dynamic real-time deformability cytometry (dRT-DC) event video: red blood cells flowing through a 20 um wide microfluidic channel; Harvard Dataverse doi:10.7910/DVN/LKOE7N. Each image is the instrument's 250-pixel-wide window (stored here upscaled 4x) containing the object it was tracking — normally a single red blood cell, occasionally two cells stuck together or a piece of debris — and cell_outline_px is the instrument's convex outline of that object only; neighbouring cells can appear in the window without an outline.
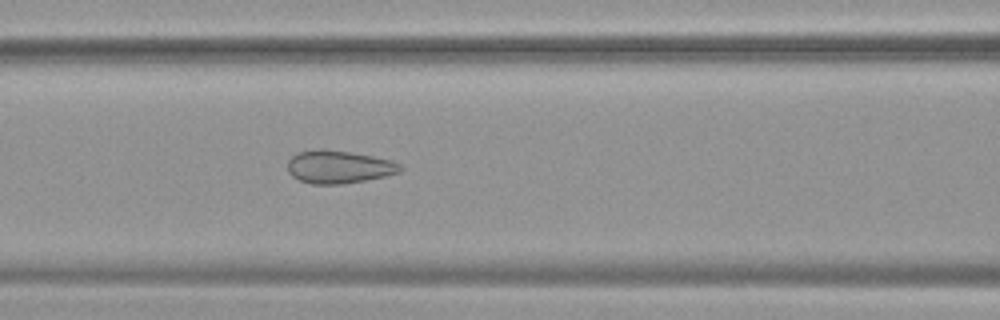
{"species": "common noctule bat (a hibernating species)", "species_latin": "Nyctalus noctula", "temperature_condition": "warm", "stored_images_in_passage": 48, "camera_frame_rate_fps": 3000, "um_per_image_px": 0.085, "animal": {"sex": "female", "body_mass_g": 19.9}, "frame": {"image": 1, "passage_image": 18, "time_ms": 5.667, "image_size_px": [1000, 320], "cell_outline_px": [[404, 168], [400, 172], [384, 176], [344, 184], [312, 184], [300, 180], [292, 176], [288, 172], [288, 160], [296, 152], [320, 148], [324, 148], [372, 156], [392, 160], [400, 164]], "centroid_in_image_um": [28.78, 14.18], "position_along_channel_um": 137.8, "area_um2": 21.68}}
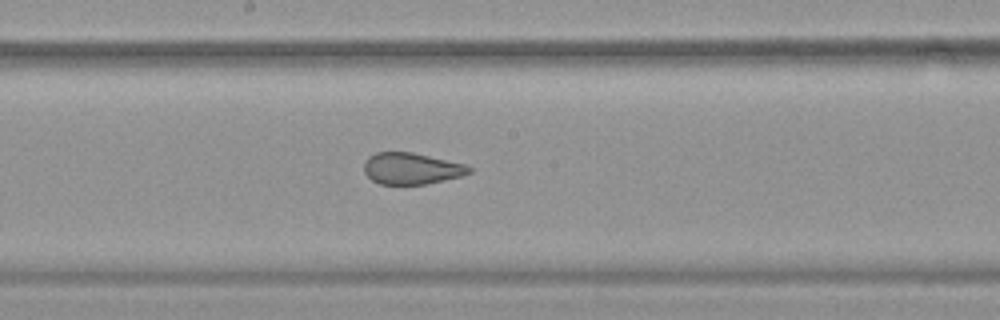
{"frame": {"image": 2, "passage_image": 24, "time_ms": 7.667, "image_size_px": [1000, 320], "cell_outline_px": [[472, 172], [464, 176], [424, 184], [380, 184], [372, 180], [364, 172], [364, 160], [368, 156], [376, 152], [412, 152], [464, 164], [472, 168]], "centroid_in_image_um": [34.96, 14.32], "position_along_channel_um": 213.2, "area_um2": 19.31}}
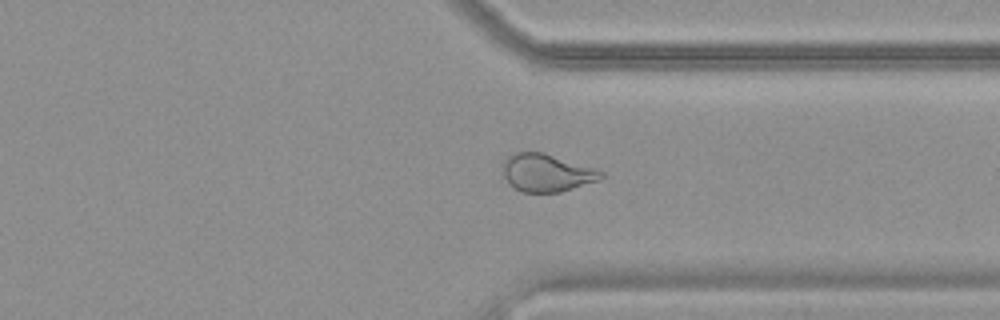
{"frame": {"image": 3, "passage_image": 36, "time_ms": 11.667, "image_size_px": [1000, 320], "cell_outline_px": [[604, 176], [600, 180], [560, 192], [520, 192], [508, 184], [504, 176], [504, 160], [508, 156], [516, 152], [544, 152], [604, 172]], "centroid_in_image_um": [46.45, 14.7], "position_along_channel_um": 365.0, "area_um2": 21.44}, "authors_computed_cell_mechanics": {"area_um2": 24.6228, "velocity_mm_per_s": 3.7867, "shape_relaxation_time_tau1_ms": null, "shape_relaxation_time_tau2_ms": 0.9801, "deformation_change_tau1": null, "deformation_change_tau2": 0.0797}}